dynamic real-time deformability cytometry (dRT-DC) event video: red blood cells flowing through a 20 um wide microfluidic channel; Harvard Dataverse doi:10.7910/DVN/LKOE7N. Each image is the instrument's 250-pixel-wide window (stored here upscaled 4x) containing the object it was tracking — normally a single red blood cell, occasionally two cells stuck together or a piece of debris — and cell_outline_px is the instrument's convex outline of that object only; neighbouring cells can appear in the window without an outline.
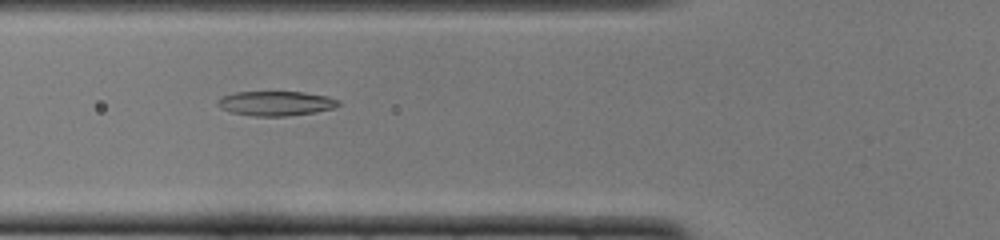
{"species": "common noctule bat (a hibernating species)", "species_latin": "Nyctalus noctula", "temperature_condition": "cold", "stored_images_in_passage": 36, "camera_frame_rate_fps": 3000, "um_per_image_px": 0.085, "animal": {"sex": "female", "body_mass_g": 22.0, "forearm_length_mm": 56.7}, "frame": {"image": 1, "passage_image": 4, "time_ms": 1.0, "image_size_px": [1000, 240], "cell_outline_px": [[340, 104], [332, 108], [316, 112], [288, 116], [256, 116], [232, 112], [220, 108], [216, 104], [216, 100], [220, 96], [236, 92], [304, 92], [328, 96], [340, 100]], "centroid_in_image_um": [23.43, 8.78], "position_along_channel_um": 102.4, "area_um2": 17.4}}
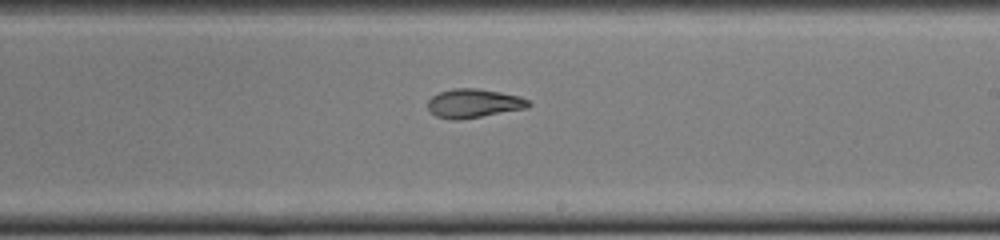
{"frame": {"image": 2, "passage_image": 15, "time_ms": 4.667, "image_size_px": [1000, 240], "cell_outline_px": [[532, 104], [528, 108], [460, 120], [452, 120], [436, 116], [428, 108], [428, 100], [432, 96], [440, 92], [452, 88], [476, 88], [500, 92], [520, 96], [528, 100]], "centroid_in_image_um": [40.28, 8.78], "position_along_channel_um": 248.7, "area_um2": 16.99}}
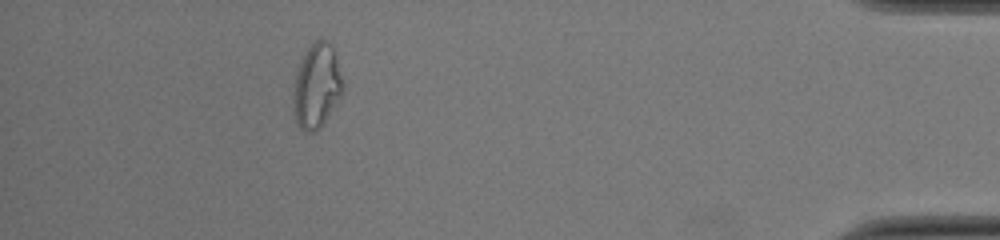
{"frame": {"image": 3, "passage_image": 31, "time_ms": 10.0, "image_size_px": [1000, 240], "cell_outline_px": [[344, 92], [320, 128], [316, 132], [304, 132], [300, 128], [296, 120], [292, 96], [296, 72], [300, 60], [304, 52], [320, 36], [328, 40], [332, 44], [344, 84]], "centroid_in_image_um": [26.93, 7.28], "position_along_channel_um": 408.3, "area_um2": 24.74}, "authors_computed_cell_mechanics": {"area_um2": 17.629, "velocity_mm_per_s": 4.0047, "shape_relaxation_time_tau1_ms": null, "shape_relaxation_time_tau2_ms": 3.362, "deformation_change_tau1": null, "deformation_change_tau2": 0.1007}}